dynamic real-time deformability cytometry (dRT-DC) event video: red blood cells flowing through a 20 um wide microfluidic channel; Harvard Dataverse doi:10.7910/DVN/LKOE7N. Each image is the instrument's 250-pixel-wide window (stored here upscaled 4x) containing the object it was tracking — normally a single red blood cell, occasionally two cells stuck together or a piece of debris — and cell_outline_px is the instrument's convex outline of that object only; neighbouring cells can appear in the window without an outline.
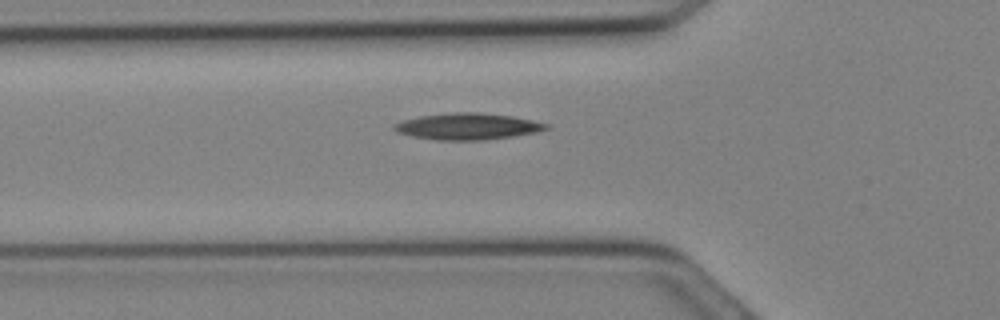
{"species": "Egyptian fruit bat (a non-hibernating species)", "species_latin": "Rousettus aegyptiacus", "temperature_condition": "cold", "stored_images_in_passage": 10, "camera_frame_rate_fps": 3000, "um_per_image_px": 0.085, "animal": {"sex": "female"}, "frame": {"image": 1, "passage_image": 2, "time_ms": 0.333, "image_size_px": [1000, 320], "cell_outline_px": [[548, 128], [536, 132], [512, 136], [484, 140], [436, 140], [412, 136], [396, 132], [392, 128], [392, 124], [404, 120], [420, 116], [452, 112], [480, 112], [512, 116], [532, 120], [548, 124]], "centroid_in_image_um": [39.7, 10.74], "position_along_channel_um": 86.1, "area_um2": 23.41}}
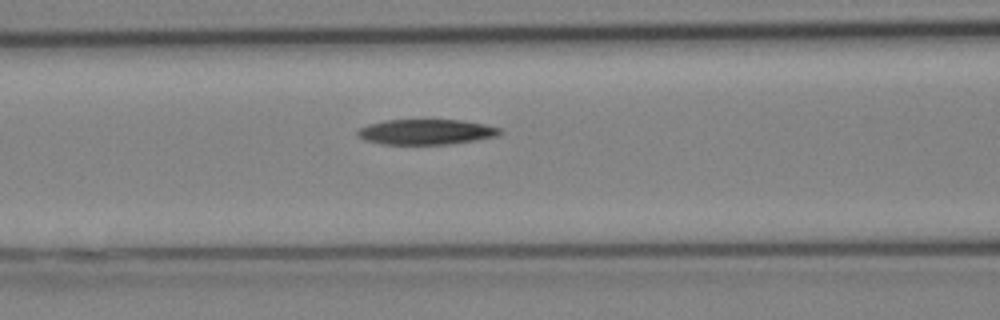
{"frame": {"image": 2, "passage_image": 4, "time_ms": 1.0, "image_size_px": [1000, 320], "cell_outline_px": [[504, 132], [500, 136], [452, 144], [384, 144], [364, 140], [356, 136], [356, 132], [360, 128], [368, 124], [388, 120], [464, 120], [504, 128]], "centroid_in_image_um": [36.29, 11.21], "position_along_channel_um": 130.3, "area_um2": 21.27}}
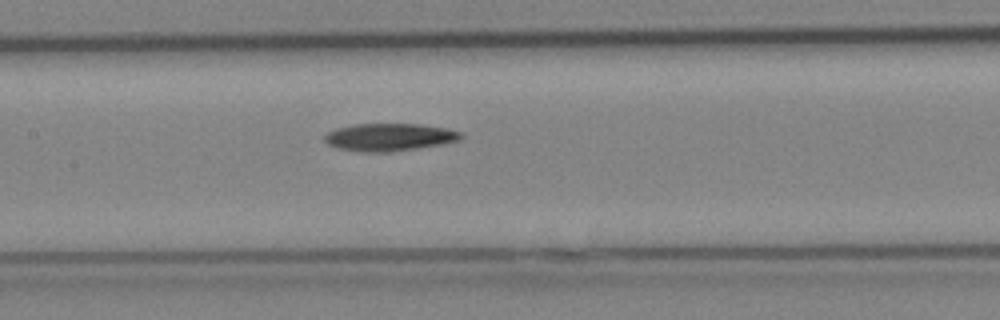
{"frame": {"image": 3, "passage_image": 6, "time_ms": 1.667, "image_size_px": [1000, 320], "cell_outline_px": [[464, 136], [460, 140], [444, 144], [388, 152], [364, 152], [340, 148], [328, 144], [324, 140], [324, 136], [328, 132], [336, 128], [356, 124], [420, 124], [448, 128], [460, 132]], "centroid_in_image_um": [33.13, 11.65], "position_along_channel_um": 174.3, "area_um2": 21.85}}